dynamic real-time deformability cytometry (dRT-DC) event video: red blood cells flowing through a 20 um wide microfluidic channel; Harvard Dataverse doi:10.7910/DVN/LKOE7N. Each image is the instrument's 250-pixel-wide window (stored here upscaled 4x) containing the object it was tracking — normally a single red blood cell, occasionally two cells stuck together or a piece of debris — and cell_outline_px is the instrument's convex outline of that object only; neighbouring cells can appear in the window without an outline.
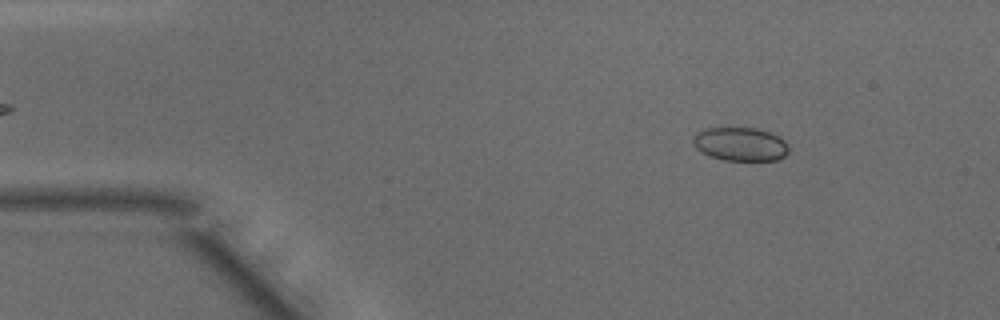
{"species": "common noctule bat (a hibernating species)", "species_latin": "Nyctalus noctula", "temperature_condition": "warm", "stored_images_in_passage": 48, "camera_frame_rate_fps": 3000, "um_per_image_px": 0.085, "animal": {"sex": "male", "body_mass_g": 15.6}, "frame": {"image": 1, "passage_image": 6, "time_ms": 1.667, "image_size_px": [1000, 320], "cell_outline_px": [[788, 152], [784, 156], [776, 160], [724, 160], [712, 156], [696, 148], [692, 140], [704, 128], [756, 128], [768, 132], [784, 140], [788, 144]], "centroid_in_image_um": [62.96, 12.25], "position_along_channel_um": 22.0, "area_um2": 18.32}}
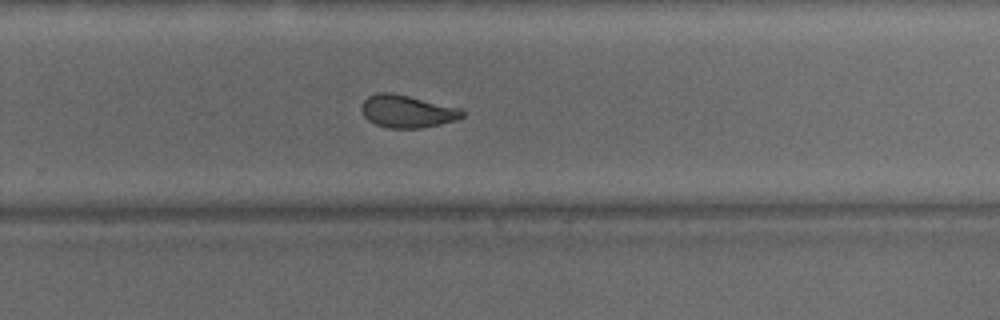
{"frame": {"image": 2, "passage_image": 31, "time_ms": 10.0, "image_size_px": [1000, 320], "cell_outline_px": [[464, 116], [456, 120], [440, 124], [420, 128], [388, 128], [376, 124], [368, 120], [364, 116], [360, 108], [364, 100], [368, 96], [376, 92], [392, 92], [464, 108]], "centroid_in_image_um": [34.63, 9.45], "position_along_channel_um": 295.2, "area_um2": 19.42}}
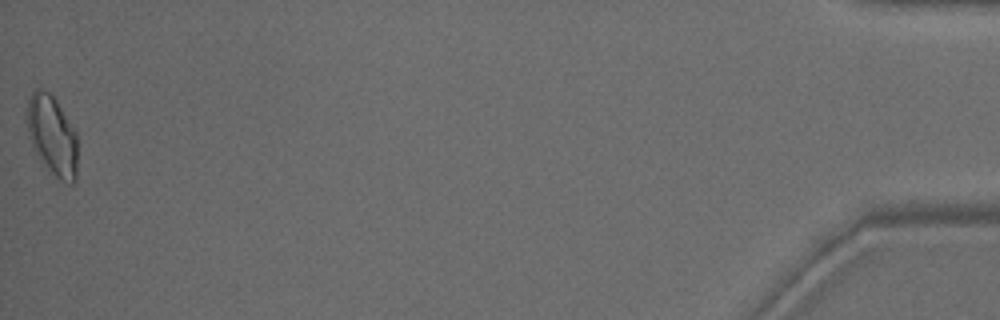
{"frame": {"image": 3, "passage_image": 48, "time_ms": 15.667, "image_size_px": [1000, 320], "cell_outline_px": [[76, 180], [72, 184], [68, 184], [60, 180], [40, 160], [28, 136], [24, 108], [32, 88], [40, 88], [52, 92], [76, 132]], "centroid_in_image_um": [4.39, 11.42], "position_along_channel_um": 430.8, "area_um2": 24.04}, "authors_computed_cell_mechanics": {"area_um2": 19.5075, "velocity_mm_per_s": 4.1531, "shape_relaxation_time_tau1_ms": null, "shape_relaxation_time_tau2_ms": 1.7148, "deformation_change_tau1": null, "deformation_change_tau2": 0.0755}}